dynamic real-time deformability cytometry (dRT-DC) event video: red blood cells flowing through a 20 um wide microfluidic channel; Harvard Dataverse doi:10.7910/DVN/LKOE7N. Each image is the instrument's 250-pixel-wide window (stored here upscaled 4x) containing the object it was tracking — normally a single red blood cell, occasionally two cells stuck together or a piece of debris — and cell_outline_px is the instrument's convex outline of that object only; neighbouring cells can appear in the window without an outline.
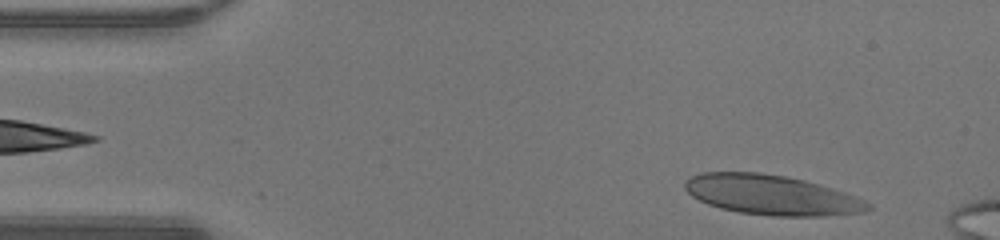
{"species": "human", "species_latin": "Homo sapiens", "temperature_condition": "warm", "stored_images_in_passage": 10, "camera_frame_rate_fps": 3000, "um_per_image_px": 0.085, "donor": {"sex": "male"}, "frame": {"image": 1, "passage_image": 1, "time_ms": 0.0, "image_size_px": [1000, 240], "cell_outline_px": [[872, 208], [864, 212], [824, 216], [772, 216], [740, 212], [720, 208], [708, 204], [692, 196], [684, 188], [684, 184], [692, 176], [700, 172], [760, 172], [784, 176], [804, 180], [820, 184], [856, 196], [872, 204]], "centroid_in_image_um": [65.6, 16.57], "position_along_channel_um": 19.4, "area_um2": 42.54}}